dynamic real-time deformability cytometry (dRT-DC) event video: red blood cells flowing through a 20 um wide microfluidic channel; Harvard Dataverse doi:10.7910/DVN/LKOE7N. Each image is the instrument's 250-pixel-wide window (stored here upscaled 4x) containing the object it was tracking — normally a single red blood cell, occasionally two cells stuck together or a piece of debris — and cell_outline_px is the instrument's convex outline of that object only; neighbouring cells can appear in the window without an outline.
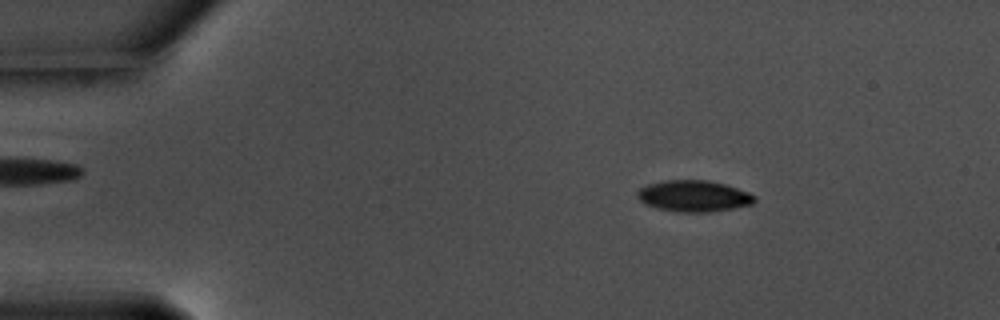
{"species": "common noctule bat (a hibernating species)", "species_latin": "Nyctalus noctula", "temperature_condition": "warm", "stored_images_in_passage": 50, "camera_frame_rate_fps": 3000, "um_per_image_px": 0.085, "animal": {"sex": "male", "body_mass_g": 17.5, "forearm_length_mm": 52.3}, "frame": {"image": 1, "passage_image": 2, "time_ms": 0.333, "image_size_px": [1000, 320], "cell_outline_px": [[756, 200], [752, 204], [712, 212], [680, 212], [656, 208], [640, 200], [636, 196], [636, 192], [640, 188], [648, 184], [664, 180], [708, 180], [724, 184], [748, 192], [756, 196]], "centroid_in_image_um": [58.96, 16.66], "position_along_channel_um": 26.0, "area_um2": 21.33}}
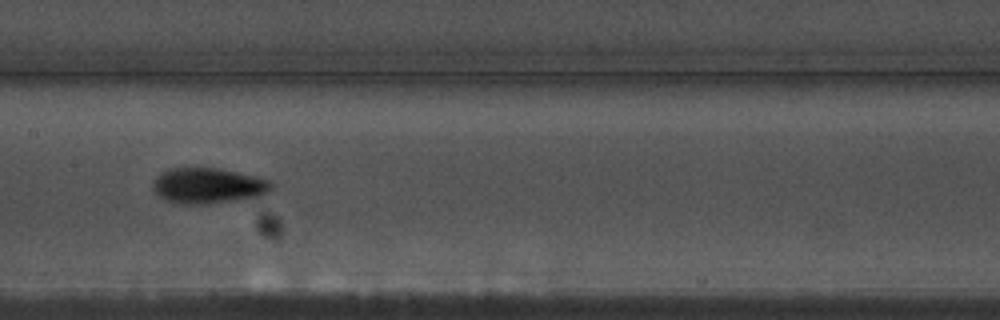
{"frame": {"image": 2, "passage_image": 22, "time_ms": 7.0, "image_size_px": [1000, 320], "cell_outline_px": [[272, 188], [264, 196], [204, 204], [180, 204], [164, 200], [152, 188], [152, 184], [156, 176], [172, 168], [220, 168], [256, 176], [268, 180], [272, 184]], "centroid_in_image_um": [17.7, 15.79], "position_along_channel_um": 189.7, "area_um2": 24.57}}
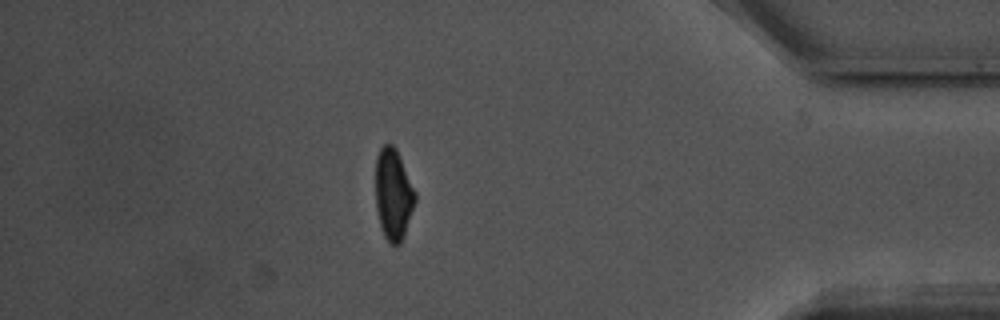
{"frame": {"image": 3, "passage_image": 43, "time_ms": 14.0, "image_size_px": [1000, 320], "cell_outline_px": [[416, 200], [404, 236], [400, 244], [392, 244], [384, 236], [380, 224], [376, 208], [376, 156], [380, 148], [384, 144], [392, 144], [396, 148], [416, 192]], "centroid_in_image_um": [33.43, 16.5], "position_along_channel_um": 401.8, "area_um2": 20.98}, "authors_computed_cell_mechanics": {"area_um2": 21.9929, "velocity_mm_per_s": 3.5666, "shape_relaxation_time_tau1_ms": 2.7057, "shape_relaxation_time_tau2_ms": 2.7647, "deformation_change_tau1": 0.1273, "deformation_change_tau2": 0.078}}